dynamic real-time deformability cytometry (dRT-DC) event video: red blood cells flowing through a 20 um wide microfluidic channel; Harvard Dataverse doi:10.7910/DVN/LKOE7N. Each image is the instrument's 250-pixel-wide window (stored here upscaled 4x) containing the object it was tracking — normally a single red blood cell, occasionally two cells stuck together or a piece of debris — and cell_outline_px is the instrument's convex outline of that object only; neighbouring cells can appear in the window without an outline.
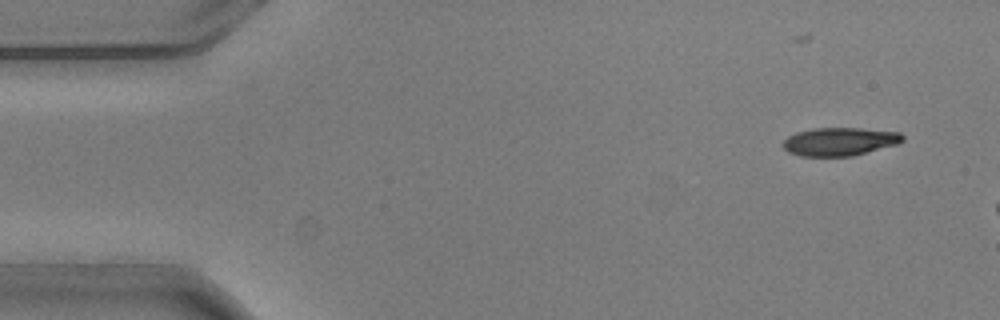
{"species": "common noctule bat (a hibernating species)", "species_latin": "Nyctalus noctula", "temperature_condition": "warm", "stored_images_in_passage": 5, "camera_frame_rate_fps": 3000, "um_per_image_px": 0.085, "animal": {"sex": "male", "body_mass_g": 20.5, "forearm_length_mm": 52.5}, "frame": {"image": 1, "passage_image": 1, "time_ms": 0.0, "image_size_px": [1000, 320], "cell_outline_px": [[904, 140], [896, 144], [852, 156], [800, 156], [788, 152], [784, 148], [784, 140], [788, 136], [796, 132], [812, 128], [860, 128], [900, 132], [904, 136]], "centroid_in_image_um": [71.36, 12.03], "position_along_channel_um": 13.6, "area_um2": 19.59}}